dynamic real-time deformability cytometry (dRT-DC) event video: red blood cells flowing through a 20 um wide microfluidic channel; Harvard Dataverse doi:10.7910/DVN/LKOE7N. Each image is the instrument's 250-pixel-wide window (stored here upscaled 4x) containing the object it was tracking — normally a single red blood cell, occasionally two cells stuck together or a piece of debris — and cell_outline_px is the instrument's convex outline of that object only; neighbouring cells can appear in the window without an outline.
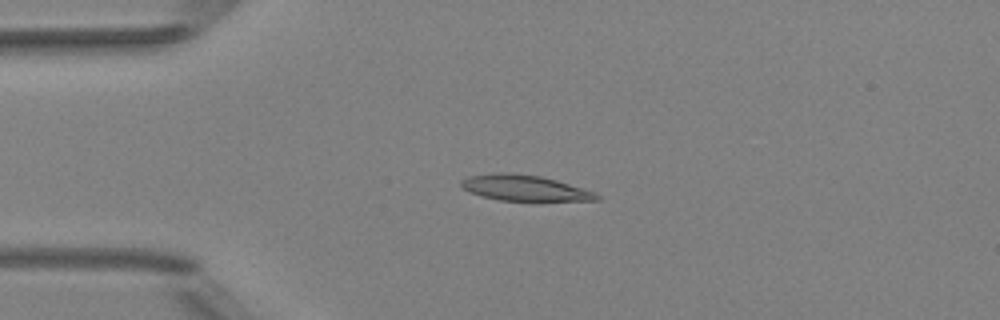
{"species": "Egyptian fruit bat (a non-hibernating species)", "species_latin": "Rousettus aegyptiacus", "temperature_condition": "room temperature", "stored_images_in_passage": 4, "camera_frame_rate_fps": 3000, "um_per_image_px": 0.085, "animal": {"sex": "female"}, "frame": {"image": 1, "passage_image": 3, "time_ms": 2.333, "image_size_px": [1000, 320], "cell_outline_px": [[604, 200], [536, 204], [500, 200], [468, 192], [460, 184], [460, 180], [468, 176], [500, 172], [508, 172], [540, 176], [556, 180], [596, 192]], "centroid_in_image_um": [44.72, 16.04], "position_along_channel_um": 40.3, "area_um2": 21.62}}